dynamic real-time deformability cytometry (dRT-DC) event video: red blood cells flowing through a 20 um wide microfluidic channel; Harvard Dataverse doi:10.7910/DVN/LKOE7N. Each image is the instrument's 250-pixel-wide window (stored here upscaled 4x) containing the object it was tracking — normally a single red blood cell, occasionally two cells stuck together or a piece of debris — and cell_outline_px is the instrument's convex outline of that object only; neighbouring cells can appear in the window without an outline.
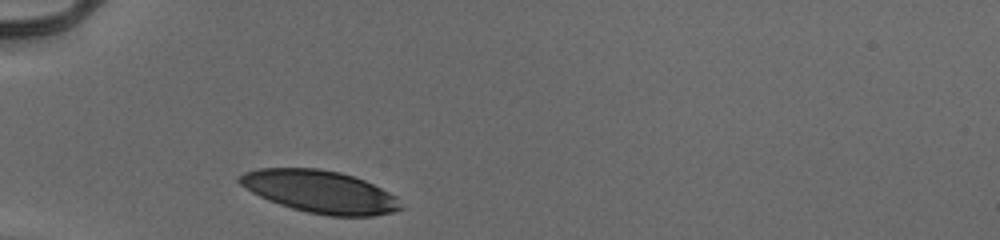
{"species": "human", "species_latin": "Homo sapiens", "temperature_condition": "cold", "stored_images_in_passage": 28, "camera_frame_rate_fps": 3000, "um_per_image_px": 0.085, "donor": {"sex": "male"}, "frame": {"image": 1, "passage_image": 1, "time_ms": 0.0, "image_size_px": [1000, 240], "cell_outline_px": [[404, 208], [392, 212], [372, 216], [328, 216], [308, 212], [292, 208], [268, 200], [244, 188], [236, 180], [244, 172], [260, 168], [316, 168], [340, 172], [364, 180], [396, 196]], "centroid_in_image_um": [27.19, 16.29], "position_along_channel_um": 57.8, "area_um2": 39.71}}
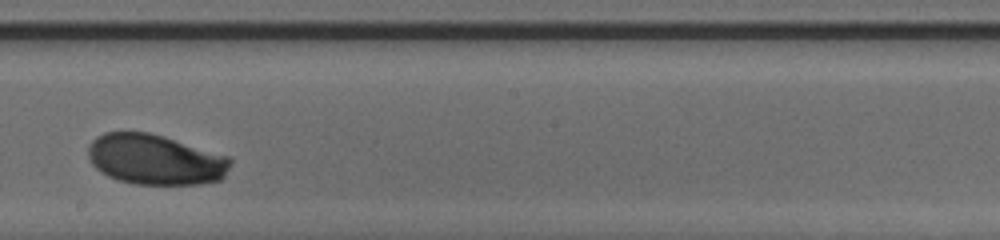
{"frame": {"image": 2, "passage_image": 16, "time_ms": 5.0, "image_size_px": [1000, 240], "cell_outline_px": [[232, 160], [224, 176], [220, 180], [204, 184], [132, 184], [108, 176], [100, 172], [92, 164], [88, 156], [88, 144], [96, 136], [104, 132], [148, 132], [164, 136], [232, 156]], "centroid_in_image_um": [13.21, 13.55], "position_along_channel_um": 235.0, "area_um2": 42.19}}
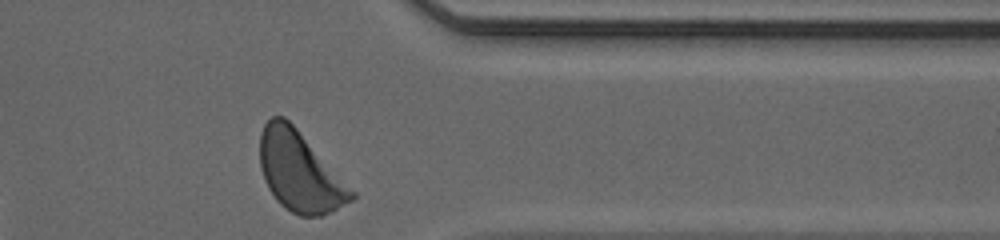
{"frame": {"image": 3, "passage_image": 28, "time_ms": 9.0, "image_size_px": [1000, 240], "cell_outline_px": [[356, 196], [352, 200], [332, 212], [320, 216], [300, 216], [284, 208], [276, 200], [268, 188], [264, 180], [260, 168], [260, 132], [264, 124], [272, 116], [284, 116], [296, 128], [356, 192]], "centroid_in_image_um": [25.46, 14.61], "position_along_channel_um": 385.9, "area_um2": 42.48}, "authors_computed_cell_mechanics": {"area_um2": 42.1362, "velocity_mm_per_s": 3.899, "shape_relaxation_time_tau1_ms": 2.2853, "shape_relaxation_time_tau2_ms": null, "deformation_change_tau1": 0.1154, "deformation_change_tau2": null}}